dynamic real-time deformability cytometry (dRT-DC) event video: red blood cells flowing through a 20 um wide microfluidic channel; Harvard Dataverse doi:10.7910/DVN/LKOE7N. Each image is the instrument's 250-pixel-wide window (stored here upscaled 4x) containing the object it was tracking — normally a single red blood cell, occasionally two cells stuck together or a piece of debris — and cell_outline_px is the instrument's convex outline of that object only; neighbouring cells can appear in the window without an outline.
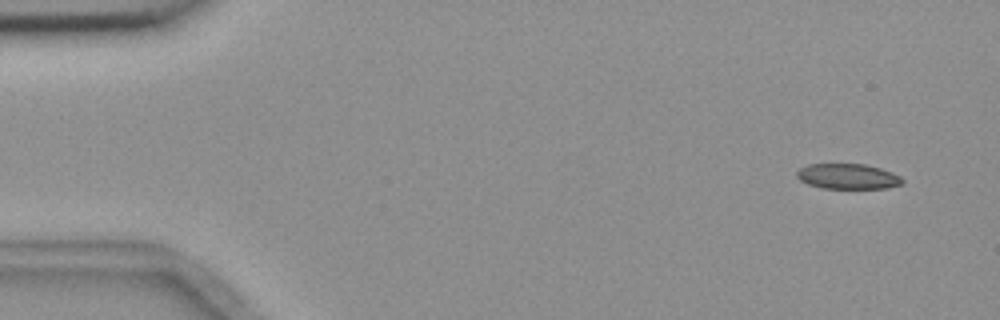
{"species": "common noctule bat (a hibernating species)", "species_latin": "Nyctalus noctula", "temperature_condition": "room temperature", "stored_images_in_passage": 4, "camera_frame_rate_fps": 3000, "um_per_image_px": 0.085, "animal": {"sex": "female", "body_mass_g": 18.4}, "frame": {"image": 1, "passage_image": 1, "time_ms": 0.0, "image_size_px": [1000, 320], "cell_outline_px": [[904, 184], [888, 188], [820, 188], [808, 184], [800, 180], [796, 176], [796, 172], [800, 168], [808, 164], [864, 164], [880, 168], [892, 172], [900, 176], [904, 180]], "centroid_in_image_um": [72.08, 15.0], "position_along_channel_um": 12.9, "area_um2": 15.66}}